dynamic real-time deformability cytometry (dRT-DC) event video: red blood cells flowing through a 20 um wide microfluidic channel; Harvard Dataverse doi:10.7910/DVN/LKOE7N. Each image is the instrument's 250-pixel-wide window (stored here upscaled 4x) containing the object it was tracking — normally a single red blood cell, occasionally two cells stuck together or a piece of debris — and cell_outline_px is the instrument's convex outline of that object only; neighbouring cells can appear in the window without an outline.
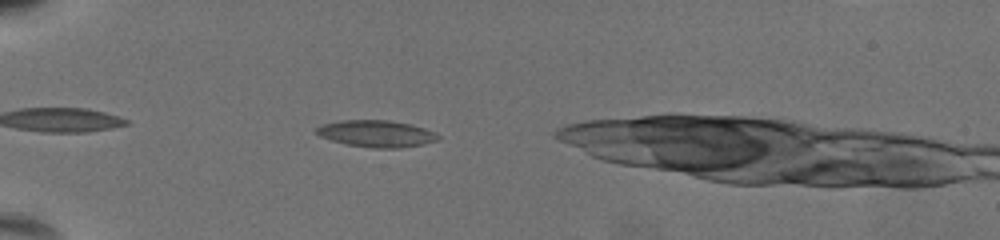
{"species": "common noctule bat (a hibernating species)", "species_latin": "Nyctalus noctula", "temperature_condition": "warm", "stored_images_in_passage": 40, "camera_frame_rate_fps": 3000, "um_per_image_px": 0.085, "animal": {"sex": "female", "body_mass_g": 19.5, "forearm_length_mm": 54.1}, "frame": {"image": 1, "passage_image": 6, "time_ms": 1.667, "image_size_px": [1000, 240], "cell_outline_px": [[440, 140], [424, 144], [400, 148], [372, 148], [348, 144], [332, 140], [320, 136], [316, 132], [316, 128], [320, 124], [340, 120], [388, 120], [408, 124], [424, 128], [436, 132], [440, 136]], "centroid_in_image_um": [32.02, 11.36], "position_along_channel_um": 53.0, "area_um2": 19.02}}
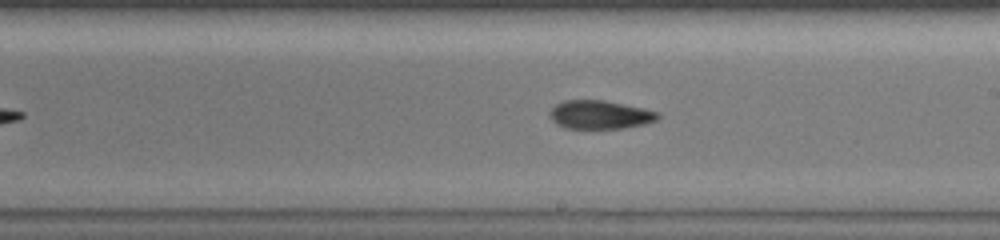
{"frame": {"image": 2, "passage_image": 23, "time_ms": 7.333, "image_size_px": [1000, 240], "cell_outline_px": [[660, 116], [656, 120], [644, 124], [624, 128], [564, 128], [556, 124], [552, 120], [548, 112], [556, 104], [564, 100], [604, 100], [644, 108], [660, 112]], "centroid_in_image_um": [50.99, 9.74], "position_along_channel_um": 238.0, "area_um2": 18.03}}
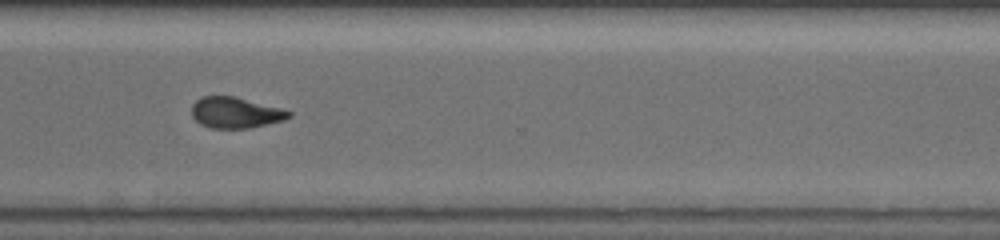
{"frame": {"image": 3, "passage_image": 32, "time_ms": 10.333, "image_size_px": [1000, 240], "cell_outline_px": [[292, 116], [284, 120], [248, 128], [212, 128], [200, 124], [192, 116], [192, 104], [200, 96], [236, 96], [280, 108], [292, 112]], "centroid_in_image_um": [20.0, 9.56], "position_along_channel_um": 350.6, "area_um2": 17.51}}